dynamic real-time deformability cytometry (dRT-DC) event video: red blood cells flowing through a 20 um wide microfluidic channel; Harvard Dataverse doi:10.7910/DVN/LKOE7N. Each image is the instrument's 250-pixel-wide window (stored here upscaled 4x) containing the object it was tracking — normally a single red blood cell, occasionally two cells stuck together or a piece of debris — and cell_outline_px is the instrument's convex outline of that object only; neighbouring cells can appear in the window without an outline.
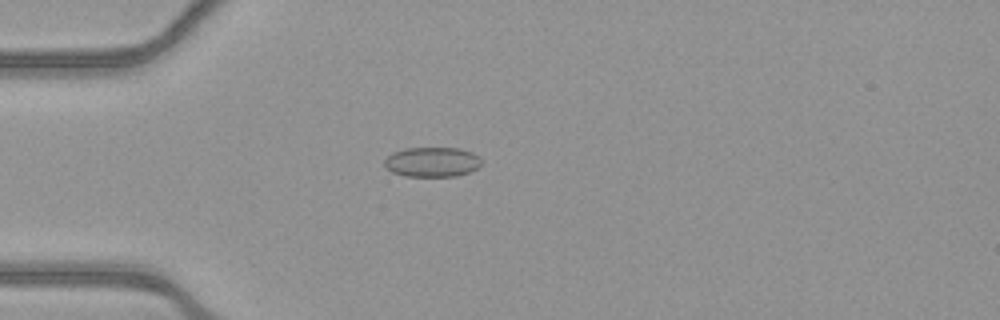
{"species": "common noctule bat (a hibernating species)", "species_latin": "Nyctalus noctula", "temperature_condition": "warm", "stored_images_in_passage": 41, "camera_frame_rate_fps": 3000, "um_per_image_px": 0.085, "animal": {"sex": "female", "body_mass_g": 21.9}, "frame": {"image": 1, "passage_image": 3, "time_ms": 0.667, "image_size_px": [1000, 320], "cell_outline_px": [[480, 164], [476, 168], [468, 172], [456, 176], [404, 176], [392, 172], [384, 168], [384, 160], [392, 152], [404, 148], [460, 148], [472, 152], [480, 156]], "centroid_in_image_um": [36.69, 13.76], "position_along_channel_um": 48.3, "area_um2": 16.94}}
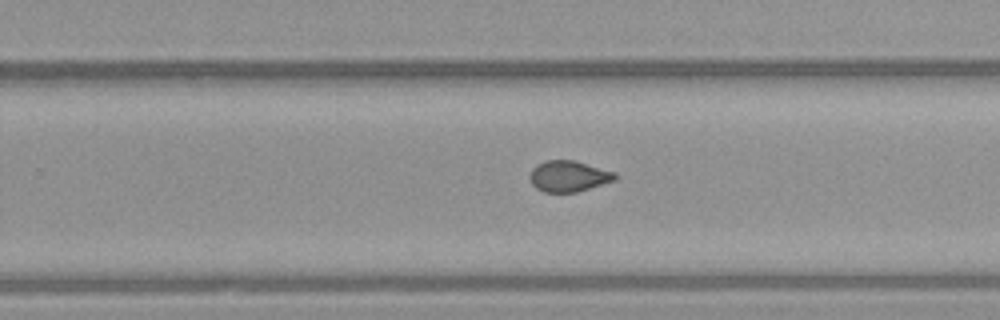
{"frame": {"image": 2, "passage_image": 22, "time_ms": 7.0, "image_size_px": [1000, 320], "cell_outline_px": [[616, 180], [576, 192], [544, 192], [536, 188], [532, 184], [528, 176], [532, 168], [536, 164], [544, 160], [572, 160], [616, 172]], "centroid_in_image_um": [48.3, 14.97], "position_along_channel_um": 281.5, "area_um2": 15.43}}
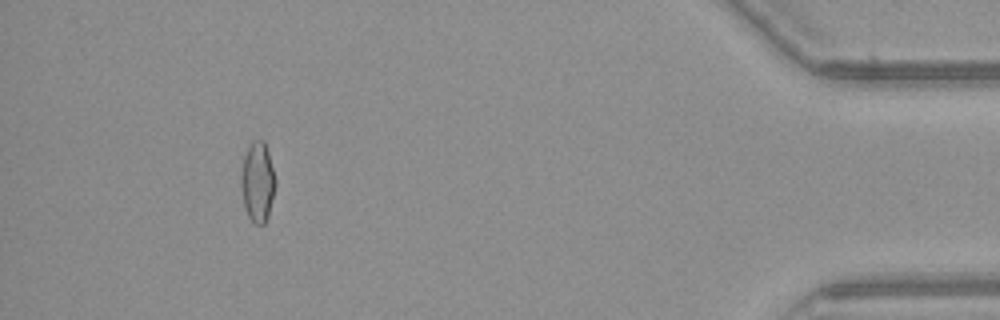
{"frame": {"image": 3, "passage_image": 37, "time_ms": 12.0, "image_size_px": [1000, 320], "cell_outline_px": [[276, 184], [268, 216], [264, 224], [256, 224], [248, 216], [244, 204], [240, 184], [240, 176], [244, 156], [252, 140], [264, 140], [268, 152], [276, 180]], "centroid_in_image_um": [21.89, 15.45], "position_along_channel_um": 413.3, "area_um2": 15.95}, "authors_computed_cell_mechanics": {"area_um2": 15.7794, "velocity_mm_per_s": 3.9115, "shape_relaxation_time_tau1_ms": null, "shape_relaxation_time_tau2_ms": 1.119, "deformation_change_tau1": null, "deformation_change_tau2": 0.0533}}